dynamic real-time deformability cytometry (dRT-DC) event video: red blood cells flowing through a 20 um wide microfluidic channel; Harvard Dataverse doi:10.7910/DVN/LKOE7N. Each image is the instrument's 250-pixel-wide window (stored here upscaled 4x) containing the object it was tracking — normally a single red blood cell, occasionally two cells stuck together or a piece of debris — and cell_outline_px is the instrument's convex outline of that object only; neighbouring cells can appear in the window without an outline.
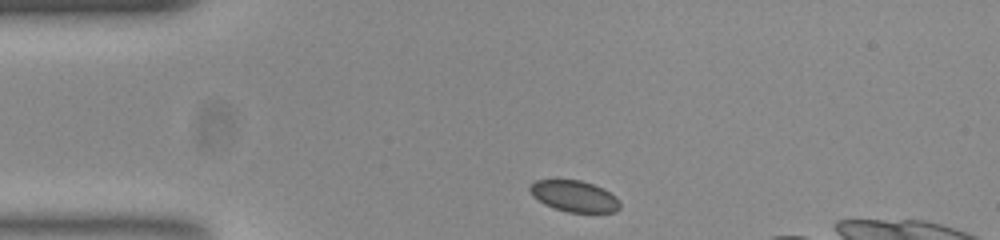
{"species": "common noctule bat (a hibernating species)", "species_latin": "Nyctalus noctula", "temperature_condition": "room temperature", "stored_images_in_passage": 41, "camera_frame_rate_fps": 3000, "um_per_image_px": 0.085, "animal": {"sex": "female", "body_mass_g": 23.0, "forearm_length_mm": 53.4}, "frame": {"image": 1, "passage_image": 1, "time_ms": 0.0, "image_size_px": [1000, 240], "cell_outline_px": [[620, 208], [616, 212], [568, 212], [552, 208], [544, 204], [532, 196], [528, 188], [536, 180], [580, 180], [592, 184], [616, 196], [620, 200]], "centroid_in_image_um": [48.8, 16.69], "position_along_channel_um": 36.2, "area_um2": 16.36}}
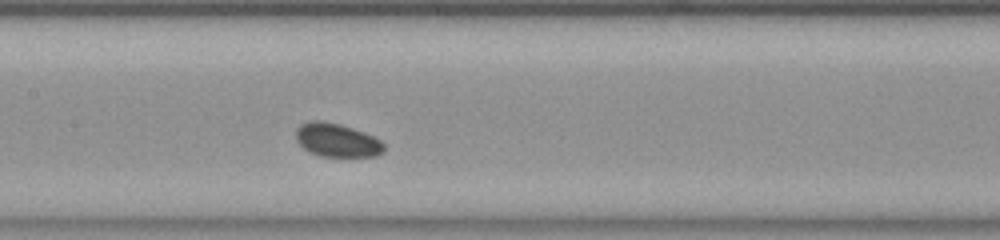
{"frame": {"image": 2, "passage_image": 15, "time_ms": 4.667, "image_size_px": [1000, 240], "cell_outline_px": [[384, 152], [376, 156], [320, 156], [308, 152], [296, 140], [296, 128], [300, 124], [312, 120], [320, 120], [340, 124], [364, 132], [380, 140], [384, 144]], "centroid_in_image_um": [28.62, 11.91], "position_along_channel_um": 178.8, "area_um2": 17.22}}
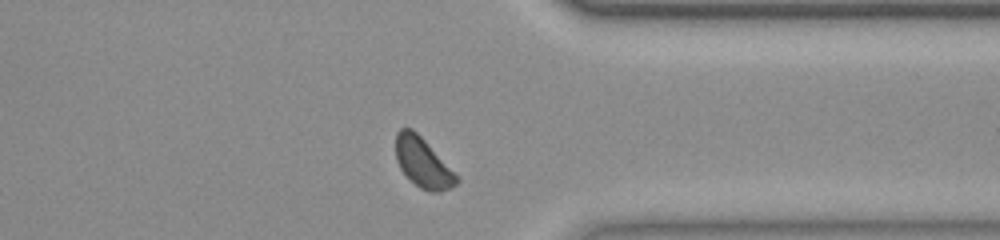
{"frame": {"image": 3, "passage_image": 31, "time_ms": 10.0, "image_size_px": [1000, 240], "cell_outline_px": [[460, 180], [456, 184], [440, 192], [428, 192], [420, 188], [400, 168], [396, 160], [396, 132], [400, 128], [412, 128], [460, 176]], "centroid_in_image_um": [35.97, 13.83], "position_along_channel_um": 375.4, "area_um2": 17.51}, "authors_computed_cell_mechanics": {"area_um2": 17.2244, "velocity_mm_per_s": 3.8101, "shape_relaxation_time_tau1_ms": null, "shape_relaxation_time_tau2_ms": 3.1054, "deformation_change_tau1": null, "deformation_change_tau2": 0.0581}}